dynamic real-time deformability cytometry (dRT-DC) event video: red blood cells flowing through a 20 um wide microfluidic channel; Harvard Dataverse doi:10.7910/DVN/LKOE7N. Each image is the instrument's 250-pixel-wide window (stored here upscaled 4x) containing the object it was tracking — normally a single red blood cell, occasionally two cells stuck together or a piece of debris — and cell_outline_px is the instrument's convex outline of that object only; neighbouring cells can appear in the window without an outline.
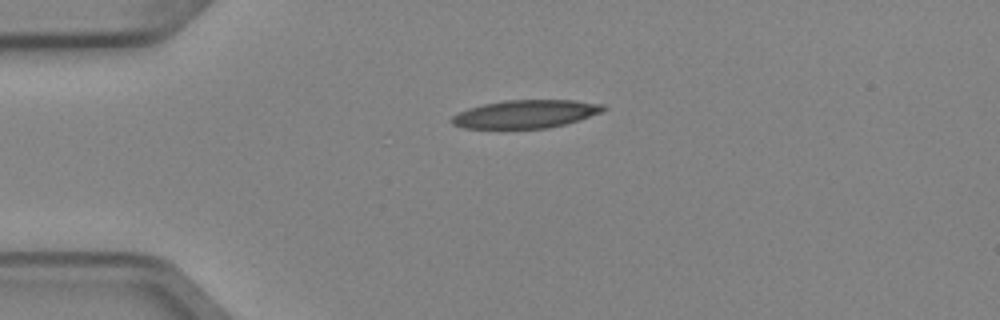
{"species": "Egyptian fruit bat (a non-hibernating species)", "species_latin": "Rousettus aegyptiacus", "temperature_condition": "cold", "stored_images_in_passage": 5, "camera_frame_rate_fps": 3000, "um_per_image_px": 0.085, "animal": {"sex": "female"}, "frame": {"image": 1, "passage_image": 5, "time_ms": 1.333, "image_size_px": [1000, 320], "cell_outline_px": [[608, 108], [600, 112], [580, 120], [548, 128], [464, 128], [452, 124], [448, 120], [452, 116], [468, 108], [484, 104], [504, 100], [572, 100], [604, 104]], "centroid_in_image_um": [44.67, 9.69], "position_along_channel_um": 40.3, "area_um2": 24.8}}